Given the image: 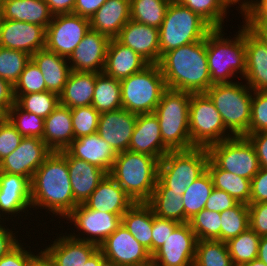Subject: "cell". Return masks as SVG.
Listing matches in <instances>:
<instances>
[{"instance_id": "obj_1", "label": "cell", "mask_w": 267, "mask_h": 266, "mask_svg": "<svg viewBox=\"0 0 267 266\" xmlns=\"http://www.w3.org/2000/svg\"><path fill=\"white\" fill-rule=\"evenodd\" d=\"M77 205L70 182L67 151H53L31 180V207H42L61 219Z\"/></svg>"}, {"instance_id": "obj_2", "label": "cell", "mask_w": 267, "mask_h": 266, "mask_svg": "<svg viewBox=\"0 0 267 266\" xmlns=\"http://www.w3.org/2000/svg\"><path fill=\"white\" fill-rule=\"evenodd\" d=\"M158 65L168 89L199 94L206 93L213 85L208 70L206 38L164 53Z\"/></svg>"}, {"instance_id": "obj_3", "label": "cell", "mask_w": 267, "mask_h": 266, "mask_svg": "<svg viewBox=\"0 0 267 266\" xmlns=\"http://www.w3.org/2000/svg\"><path fill=\"white\" fill-rule=\"evenodd\" d=\"M160 160L129 150L118 153L109 175L137 202H147L158 180Z\"/></svg>"}, {"instance_id": "obj_4", "label": "cell", "mask_w": 267, "mask_h": 266, "mask_svg": "<svg viewBox=\"0 0 267 266\" xmlns=\"http://www.w3.org/2000/svg\"><path fill=\"white\" fill-rule=\"evenodd\" d=\"M241 28L234 39H225L223 28H214L206 36L207 63L212 84L233 83L230 78L237 73L245 76V26Z\"/></svg>"}, {"instance_id": "obj_5", "label": "cell", "mask_w": 267, "mask_h": 266, "mask_svg": "<svg viewBox=\"0 0 267 266\" xmlns=\"http://www.w3.org/2000/svg\"><path fill=\"white\" fill-rule=\"evenodd\" d=\"M191 93L166 89L155 108L163 145L169 151L193 148L189 133V103Z\"/></svg>"}, {"instance_id": "obj_6", "label": "cell", "mask_w": 267, "mask_h": 266, "mask_svg": "<svg viewBox=\"0 0 267 266\" xmlns=\"http://www.w3.org/2000/svg\"><path fill=\"white\" fill-rule=\"evenodd\" d=\"M214 28L179 1H171L159 28L161 56L175 48L206 38Z\"/></svg>"}, {"instance_id": "obj_7", "label": "cell", "mask_w": 267, "mask_h": 266, "mask_svg": "<svg viewBox=\"0 0 267 266\" xmlns=\"http://www.w3.org/2000/svg\"><path fill=\"white\" fill-rule=\"evenodd\" d=\"M208 161L207 148L169 151L160 160L155 188H169L183 195L186 188L207 170Z\"/></svg>"}, {"instance_id": "obj_8", "label": "cell", "mask_w": 267, "mask_h": 266, "mask_svg": "<svg viewBox=\"0 0 267 266\" xmlns=\"http://www.w3.org/2000/svg\"><path fill=\"white\" fill-rule=\"evenodd\" d=\"M252 92L246 83L239 82L213 84L206 91L233 136L249 134Z\"/></svg>"}, {"instance_id": "obj_9", "label": "cell", "mask_w": 267, "mask_h": 266, "mask_svg": "<svg viewBox=\"0 0 267 266\" xmlns=\"http://www.w3.org/2000/svg\"><path fill=\"white\" fill-rule=\"evenodd\" d=\"M122 108L135 114L154 113L162 93L167 89L158 64L120 80Z\"/></svg>"}, {"instance_id": "obj_10", "label": "cell", "mask_w": 267, "mask_h": 266, "mask_svg": "<svg viewBox=\"0 0 267 266\" xmlns=\"http://www.w3.org/2000/svg\"><path fill=\"white\" fill-rule=\"evenodd\" d=\"M189 133L192 145L202 148L234 137L226 129L215 104L206 93L191 94Z\"/></svg>"}, {"instance_id": "obj_11", "label": "cell", "mask_w": 267, "mask_h": 266, "mask_svg": "<svg viewBox=\"0 0 267 266\" xmlns=\"http://www.w3.org/2000/svg\"><path fill=\"white\" fill-rule=\"evenodd\" d=\"M209 159L220 169L251 180L260 169L256 150L245 136H234L207 148Z\"/></svg>"}, {"instance_id": "obj_12", "label": "cell", "mask_w": 267, "mask_h": 266, "mask_svg": "<svg viewBox=\"0 0 267 266\" xmlns=\"http://www.w3.org/2000/svg\"><path fill=\"white\" fill-rule=\"evenodd\" d=\"M89 30V18L74 13L53 15L46 28L45 49L69 58Z\"/></svg>"}, {"instance_id": "obj_13", "label": "cell", "mask_w": 267, "mask_h": 266, "mask_svg": "<svg viewBox=\"0 0 267 266\" xmlns=\"http://www.w3.org/2000/svg\"><path fill=\"white\" fill-rule=\"evenodd\" d=\"M65 218L72 224L74 222L77 231L82 230L83 235L85 233L87 236L80 237V233L78 235L70 233L71 237L97 246H100L122 224V215L89 209L84 204H78Z\"/></svg>"}, {"instance_id": "obj_14", "label": "cell", "mask_w": 267, "mask_h": 266, "mask_svg": "<svg viewBox=\"0 0 267 266\" xmlns=\"http://www.w3.org/2000/svg\"><path fill=\"white\" fill-rule=\"evenodd\" d=\"M197 238L188 222L180 223L152 255L157 266H193Z\"/></svg>"}, {"instance_id": "obj_15", "label": "cell", "mask_w": 267, "mask_h": 266, "mask_svg": "<svg viewBox=\"0 0 267 266\" xmlns=\"http://www.w3.org/2000/svg\"><path fill=\"white\" fill-rule=\"evenodd\" d=\"M106 259L119 266H145L152 262V255L121 224L99 246Z\"/></svg>"}, {"instance_id": "obj_16", "label": "cell", "mask_w": 267, "mask_h": 266, "mask_svg": "<svg viewBox=\"0 0 267 266\" xmlns=\"http://www.w3.org/2000/svg\"><path fill=\"white\" fill-rule=\"evenodd\" d=\"M53 151L42 138L23 137L19 146L1 161V172L33 178L35 171Z\"/></svg>"}, {"instance_id": "obj_17", "label": "cell", "mask_w": 267, "mask_h": 266, "mask_svg": "<svg viewBox=\"0 0 267 266\" xmlns=\"http://www.w3.org/2000/svg\"><path fill=\"white\" fill-rule=\"evenodd\" d=\"M43 26L16 20L0 19V46L28 53L45 49Z\"/></svg>"}, {"instance_id": "obj_18", "label": "cell", "mask_w": 267, "mask_h": 266, "mask_svg": "<svg viewBox=\"0 0 267 266\" xmlns=\"http://www.w3.org/2000/svg\"><path fill=\"white\" fill-rule=\"evenodd\" d=\"M109 41L107 36L90 29L68 58L71 71L103 72Z\"/></svg>"}, {"instance_id": "obj_19", "label": "cell", "mask_w": 267, "mask_h": 266, "mask_svg": "<svg viewBox=\"0 0 267 266\" xmlns=\"http://www.w3.org/2000/svg\"><path fill=\"white\" fill-rule=\"evenodd\" d=\"M136 118L137 114L124 108L101 113L97 133L117 153L124 152L129 148Z\"/></svg>"}, {"instance_id": "obj_20", "label": "cell", "mask_w": 267, "mask_h": 266, "mask_svg": "<svg viewBox=\"0 0 267 266\" xmlns=\"http://www.w3.org/2000/svg\"><path fill=\"white\" fill-rule=\"evenodd\" d=\"M115 39L124 46L130 47L149 64L159 63V29L130 19Z\"/></svg>"}, {"instance_id": "obj_21", "label": "cell", "mask_w": 267, "mask_h": 266, "mask_svg": "<svg viewBox=\"0 0 267 266\" xmlns=\"http://www.w3.org/2000/svg\"><path fill=\"white\" fill-rule=\"evenodd\" d=\"M28 207L31 208V181L21 175L0 172V217H16L22 211L26 213Z\"/></svg>"}, {"instance_id": "obj_22", "label": "cell", "mask_w": 267, "mask_h": 266, "mask_svg": "<svg viewBox=\"0 0 267 266\" xmlns=\"http://www.w3.org/2000/svg\"><path fill=\"white\" fill-rule=\"evenodd\" d=\"M128 150L144 153L159 160L169 152L163 145L161 129L155 113L137 114Z\"/></svg>"}, {"instance_id": "obj_23", "label": "cell", "mask_w": 267, "mask_h": 266, "mask_svg": "<svg viewBox=\"0 0 267 266\" xmlns=\"http://www.w3.org/2000/svg\"><path fill=\"white\" fill-rule=\"evenodd\" d=\"M72 157L84 160L109 174L118 153L96 132L74 139L65 149Z\"/></svg>"}, {"instance_id": "obj_24", "label": "cell", "mask_w": 267, "mask_h": 266, "mask_svg": "<svg viewBox=\"0 0 267 266\" xmlns=\"http://www.w3.org/2000/svg\"><path fill=\"white\" fill-rule=\"evenodd\" d=\"M133 204V200L109 174L84 202L89 209L117 215H123Z\"/></svg>"}, {"instance_id": "obj_25", "label": "cell", "mask_w": 267, "mask_h": 266, "mask_svg": "<svg viewBox=\"0 0 267 266\" xmlns=\"http://www.w3.org/2000/svg\"><path fill=\"white\" fill-rule=\"evenodd\" d=\"M247 86L253 91H267V44L245 26Z\"/></svg>"}, {"instance_id": "obj_26", "label": "cell", "mask_w": 267, "mask_h": 266, "mask_svg": "<svg viewBox=\"0 0 267 266\" xmlns=\"http://www.w3.org/2000/svg\"><path fill=\"white\" fill-rule=\"evenodd\" d=\"M67 165L74 200L77 204H84L107 173L93 164L72 157L68 152Z\"/></svg>"}, {"instance_id": "obj_27", "label": "cell", "mask_w": 267, "mask_h": 266, "mask_svg": "<svg viewBox=\"0 0 267 266\" xmlns=\"http://www.w3.org/2000/svg\"><path fill=\"white\" fill-rule=\"evenodd\" d=\"M45 247L55 266H84L85 262L99 249L93 243L75 239L69 234L61 235Z\"/></svg>"}, {"instance_id": "obj_28", "label": "cell", "mask_w": 267, "mask_h": 266, "mask_svg": "<svg viewBox=\"0 0 267 266\" xmlns=\"http://www.w3.org/2000/svg\"><path fill=\"white\" fill-rule=\"evenodd\" d=\"M149 63L130 47L124 46L116 39H110L104 67V73L112 78L122 80L142 71Z\"/></svg>"}, {"instance_id": "obj_29", "label": "cell", "mask_w": 267, "mask_h": 266, "mask_svg": "<svg viewBox=\"0 0 267 266\" xmlns=\"http://www.w3.org/2000/svg\"><path fill=\"white\" fill-rule=\"evenodd\" d=\"M130 19V0H107L89 19L90 29L115 39Z\"/></svg>"}, {"instance_id": "obj_30", "label": "cell", "mask_w": 267, "mask_h": 266, "mask_svg": "<svg viewBox=\"0 0 267 266\" xmlns=\"http://www.w3.org/2000/svg\"><path fill=\"white\" fill-rule=\"evenodd\" d=\"M52 18L44 0H1L0 19L33 23L46 29Z\"/></svg>"}, {"instance_id": "obj_31", "label": "cell", "mask_w": 267, "mask_h": 266, "mask_svg": "<svg viewBox=\"0 0 267 266\" xmlns=\"http://www.w3.org/2000/svg\"><path fill=\"white\" fill-rule=\"evenodd\" d=\"M42 140L52 150H65L74 140L73 124L70 108L59 104L54 111L44 119Z\"/></svg>"}, {"instance_id": "obj_32", "label": "cell", "mask_w": 267, "mask_h": 266, "mask_svg": "<svg viewBox=\"0 0 267 266\" xmlns=\"http://www.w3.org/2000/svg\"><path fill=\"white\" fill-rule=\"evenodd\" d=\"M31 60L44 76L46 91L59 95L63 91L71 72L68 58L47 49H42L31 55Z\"/></svg>"}, {"instance_id": "obj_33", "label": "cell", "mask_w": 267, "mask_h": 266, "mask_svg": "<svg viewBox=\"0 0 267 266\" xmlns=\"http://www.w3.org/2000/svg\"><path fill=\"white\" fill-rule=\"evenodd\" d=\"M97 74L93 72L71 71L63 91L59 94V104L70 109L90 106L94 95Z\"/></svg>"}, {"instance_id": "obj_34", "label": "cell", "mask_w": 267, "mask_h": 266, "mask_svg": "<svg viewBox=\"0 0 267 266\" xmlns=\"http://www.w3.org/2000/svg\"><path fill=\"white\" fill-rule=\"evenodd\" d=\"M122 225L152 255L153 211L146 202L134 203L123 215Z\"/></svg>"}, {"instance_id": "obj_35", "label": "cell", "mask_w": 267, "mask_h": 266, "mask_svg": "<svg viewBox=\"0 0 267 266\" xmlns=\"http://www.w3.org/2000/svg\"><path fill=\"white\" fill-rule=\"evenodd\" d=\"M213 186L232 196L237 202L250 204L251 180L218 168L210 159L207 164Z\"/></svg>"}, {"instance_id": "obj_36", "label": "cell", "mask_w": 267, "mask_h": 266, "mask_svg": "<svg viewBox=\"0 0 267 266\" xmlns=\"http://www.w3.org/2000/svg\"><path fill=\"white\" fill-rule=\"evenodd\" d=\"M120 80L106 75L104 72L96 75L92 106L100 114L122 108Z\"/></svg>"}, {"instance_id": "obj_37", "label": "cell", "mask_w": 267, "mask_h": 266, "mask_svg": "<svg viewBox=\"0 0 267 266\" xmlns=\"http://www.w3.org/2000/svg\"><path fill=\"white\" fill-rule=\"evenodd\" d=\"M183 197L180 192L169 188H154L150 199L146 202L153 213L160 217L184 223Z\"/></svg>"}, {"instance_id": "obj_38", "label": "cell", "mask_w": 267, "mask_h": 266, "mask_svg": "<svg viewBox=\"0 0 267 266\" xmlns=\"http://www.w3.org/2000/svg\"><path fill=\"white\" fill-rule=\"evenodd\" d=\"M213 181L206 170L183 193L184 223L188 222L195 214L205 209L206 202L213 190Z\"/></svg>"}, {"instance_id": "obj_39", "label": "cell", "mask_w": 267, "mask_h": 266, "mask_svg": "<svg viewBox=\"0 0 267 266\" xmlns=\"http://www.w3.org/2000/svg\"><path fill=\"white\" fill-rule=\"evenodd\" d=\"M171 0H130L131 20L159 29Z\"/></svg>"}, {"instance_id": "obj_40", "label": "cell", "mask_w": 267, "mask_h": 266, "mask_svg": "<svg viewBox=\"0 0 267 266\" xmlns=\"http://www.w3.org/2000/svg\"><path fill=\"white\" fill-rule=\"evenodd\" d=\"M260 236L250 227L226 244L234 266H242L257 259Z\"/></svg>"}, {"instance_id": "obj_41", "label": "cell", "mask_w": 267, "mask_h": 266, "mask_svg": "<svg viewBox=\"0 0 267 266\" xmlns=\"http://www.w3.org/2000/svg\"><path fill=\"white\" fill-rule=\"evenodd\" d=\"M193 266H234L226 242L197 240Z\"/></svg>"}, {"instance_id": "obj_42", "label": "cell", "mask_w": 267, "mask_h": 266, "mask_svg": "<svg viewBox=\"0 0 267 266\" xmlns=\"http://www.w3.org/2000/svg\"><path fill=\"white\" fill-rule=\"evenodd\" d=\"M181 4L200 15L213 28H222L230 0H179Z\"/></svg>"}, {"instance_id": "obj_43", "label": "cell", "mask_w": 267, "mask_h": 266, "mask_svg": "<svg viewBox=\"0 0 267 266\" xmlns=\"http://www.w3.org/2000/svg\"><path fill=\"white\" fill-rule=\"evenodd\" d=\"M221 215V241L237 237L249 228L248 204L238 202L234 207L220 212Z\"/></svg>"}, {"instance_id": "obj_44", "label": "cell", "mask_w": 267, "mask_h": 266, "mask_svg": "<svg viewBox=\"0 0 267 266\" xmlns=\"http://www.w3.org/2000/svg\"><path fill=\"white\" fill-rule=\"evenodd\" d=\"M15 103L21 109L45 119L59 105V95L51 91L15 95Z\"/></svg>"}, {"instance_id": "obj_45", "label": "cell", "mask_w": 267, "mask_h": 266, "mask_svg": "<svg viewBox=\"0 0 267 266\" xmlns=\"http://www.w3.org/2000/svg\"><path fill=\"white\" fill-rule=\"evenodd\" d=\"M23 137L43 138L44 119L21 109L16 103L4 115Z\"/></svg>"}, {"instance_id": "obj_46", "label": "cell", "mask_w": 267, "mask_h": 266, "mask_svg": "<svg viewBox=\"0 0 267 266\" xmlns=\"http://www.w3.org/2000/svg\"><path fill=\"white\" fill-rule=\"evenodd\" d=\"M188 224L195 233L197 240L221 241L220 213L203 209L188 220Z\"/></svg>"}, {"instance_id": "obj_47", "label": "cell", "mask_w": 267, "mask_h": 266, "mask_svg": "<svg viewBox=\"0 0 267 266\" xmlns=\"http://www.w3.org/2000/svg\"><path fill=\"white\" fill-rule=\"evenodd\" d=\"M30 60L31 56L26 52L0 46V78L14 86Z\"/></svg>"}, {"instance_id": "obj_48", "label": "cell", "mask_w": 267, "mask_h": 266, "mask_svg": "<svg viewBox=\"0 0 267 266\" xmlns=\"http://www.w3.org/2000/svg\"><path fill=\"white\" fill-rule=\"evenodd\" d=\"M74 139L94 134L98 130L100 113L92 105L70 109Z\"/></svg>"}, {"instance_id": "obj_49", "label": "cell", "mask_w": 267, "mask_h": 266, "mask_svg": "<svg viewBox=\"0 0 267 266\" xmlns=\"http://www.w3.org/2000/svg\"><path fill=\"white\" fill-rule=\"evenodd\" d=\"M13 87L14 95H25L46 91L44 76L32 60L26 64L18 81Z\"/></svg>"}, {"instance_id": "obj_50", "label": "cell", "mask_w": 267, "mask_h": 266, "mask_svg": "<svg viewBox=\"0 0 267 266\" xmlns=\"http://www.w3.org/2000/svg\"><path fill=\"white\" fill-rule=\"evenodd\" d=\"M267 132V91H253L249 134Z\"/></svg>"}, {"instance_id": "obj_51", "label": "cell", "mask_w": 267, "mask_h": 266, "mask_svg": "<svg viewBox=\"0 0 267 266\" xmlns=\"http://www.w3.org/2000/svg\"><path fill=\"white\" fill-rule=\"evenodd\" d=\"M23 136L5 117H0V159L12 153L20 144Z\"/></svg>"}, {"instance_id": "obj_52", "label": "cell", "mask_w": 267, "mask_h": 266, "mask_svg": "<svg viewBox=\"0 0 267 266\" xmlns=\"http://www.w3.org/2000/svg\"><path fill=\"white\" fill-rule=\"evenodd\" d=\"M179 224L173 220L160 218L153 213L152 255L164 244L165 240Z\"/></svg>"}, {"instance_id": "obj_53", "label": "cell", "mask_w": 267, "mask_h": 266, "mask_svg": "<svg viewBox=\"0 0 267 266\" xmlns=\"http://www.w3.org/2000/svg\"><path fill=\"white\" fill-rule=\"evenodd\" d=\"M249 227L260 237L267 236V202L248 204Z\"/></svg>"}, {"instance_id": "obj_54", "label": "cell", "mask_w": 267, "mask_h": 266, "mask_svg": "<svg viewBox=\"0 0 267 266\" xmlns=\"http://www.w3.org/2000/svg\"><path fill=\"white\" fill-rule=\"evenodd\" d=\"M237 203L238 202L227 192L213 188L206 202L205 209L220 213L234 207Z\"/></svg>"}, {"instance_id": "obj_55", "label": "cell", "mask_w": 267, "mask_h": 266, "mask_svg": "<svg viewBox=\"0 0 267 266\" xmlns=\"http://www.w3.org/2000/svg\"><path fill=\"white\" fill-rule=\"evenodd\" d=\"M267 202V168H260L251 179L250 204Z\"/></svg>"}, {"instance_id": "obj_56", "label": "cell", "mask_w": 267, "mask_h": 266, "mask_svg": "<svg viewBox=\"0 0 267 266\" xmlns=\"http://www.w3.org/2000/svg\"><path fill=\"white\" fill-rule=\"evenodd\" d=\"M240 10L245 21H267V0H244Z\"/></svg>"}, {"instance_id": "obj_57", "label": "cell", "mask_w": 267, "mask_h": 266, "mask_svg": "<svg viewBox=\"0 0 267 266\" xmlns=\"http://www.w3.org/2000/svg\"><path fill=\"white\" fill-rule=\"evenodd\" d=\"M22 244L21 242L18 243L6 255L1 257L0 266H26L27 259L33 252H31V250H26Z\"/></svg>"}, {"instance_id": "obj_58", "label": "cell", "mask_w": 267, "mask_h": 266, "mask_svg": "<svg viewBox=\"0 0 267 266\" xmlns=\"http://www.w3.org/2000/svg\"><path fill=\"white\" fill-rule=\"evenodd\" d=\"M245 137L256 150L260 168H267V132L250 133Z\"/></svg>"}, {"instance_id": "obj_59", "label": "cell", "mask_w": 267, "mask_h": 266, "mask_svg": "<svg viewBox=\"0 0 267 266\" xmlns=\"http://www.w3.org/2000/svg\"><path fill=\"white\" fill-rule=\"evenodd\" d=\"M14 104L15 95L13 85L0 78V115L4 116Z\"/></svg>"}, {"instance_id": "obj_60", "label": "cell", "mask_w": 267, "mask_h": 266, "mask_svg": "<svg viewBox=\"0 0 267 266\" xmlns=\"http://www.w3.org/2000/svg\"><path fill=\"white\" fill-rule=\"evenodd\" d=\"M107 0H76L73 13L91 18Z\"/></svg>"}, {"instance_id": "obj_61", "label": "cell", "mask_w": 267, "mask_h": 266, "mask_svg": "<svg viewBox=\"0 0 267 266\" xmlns=\"http://www.w3.org/2000/svg\"><path fill=\"white\" fill-rule=\"evenodd\" d=\"M6 226L0 227V258L6 255L11 249H13L18 243L15 233Z\"/></svg>"}, {"instance_id": "obj_62", "label": "cell", "mask_w": 267, "mask_h": 266, "mask_svg": "<svg viewBox=\"0 0 267 266\" xmlns=\"http://www.w3.org/2000/svg\"><path fill=\"white\" fill-rule=\"evenodd\" d=\"M53 15L73 13L76 0H44Z\"/></svg>"}, {"instance_id": "obj_63", "label": "cell", "mask_w": 267, "mask_h": 266, "mask_svg": "<svg viewBox=\"0 0 267 266\" xmlns=\"http://www.w3.org/2000/svg\"><path fill=\"white\" fill-rule=\"evenodd\" d=\"M243 23L258 39L267 44V21H244Z\"/></svg>"}, {"instance_id": "obj_64", "label": "cell", "mask_w": 267, "mask_h": 266, "mask_svg": "<svg viewBox=\"0 0 267 266\" xmlns=\"http://www.w3.org/2000/svg\"><path fill=\"white\" fill-rule=\"evenodd\" d=\"M26 266H55L51 256L43 249L38 254H32L27 259Z\"/></svg>"}, {"instance_id": "obj_65", "label": "cell", "mask_w": 267, "mask_h": 266, "mask_svg": "<svg viewBox=\"0 0 267 266\" xmlns=\"http://www.w3.org/2000/svg\"><path fill=\"white\" fill-rule=\"evenodd\" d=\"M257 259L267 265V236L260 237Z\"/></svg>"}, {"instance_id": "obj_66", "label": "cell", "mask_w": 267, "mask_h": 266, "mask_svg": "<svg viewBox=\"0 0 267 266\" xmlns=\"http://www.w3.org/2000/svg\"><path fill=\"white\" fill-rule=\"evenodd\" d=\"M103 252L98 249L84 264V266H100L101 261L104 259Z\"/></svg>"}, {"instance_id": "obj_67", "label": "cell", "mask_w": 267, "mask_h": 266, "mask_svg": "<svg viewBox=\"0 0 267 266\" xmlns=\"http://www.w3.org/2000/svg\"><path fill=\"white\" fill-rule=\"evenodd\" d=\"M242 266H267V265L264 262L258 259H255V260H252L251 262L243 264Z\"/></svg>"}, {"instance_id": "obj_68", "label": "cell", "mask_w": 267, "mask_h": 266, "mask_svg": "<svg viewBox=\"0 0 267 266\" xmlns=\"http://www.w3.org/2000/svg\"><path fill=\"white\" fill-rule=\"evenodd\" d=\"M100 266H119V265H117L115 262H113L111 260H108V259L104 258L101 261Z\"/></svg>"}, {"instance_id": "obj_69", "label": "cell", "mask_w": 267, "mask_h": 266, "mask_svg": "<svg viewBox=\"0 0 267 266\" xmlns=\"http://www.w3.org/2000/svg\"><path fill=\"white\" fill-rule=\"evenodd\" d=\"M145 266H157V265L154 264L153 262H151V263H149V264H147V265H145Z\"/></svg>"}, {"instance_id": "obj_70", "label": "cell", "mask_w": 267, "mask_h": 266, "mask_svg": "<svg viewBox=\"0 0 267 266\" xmlns=\"http://www.w3.org/2000/svg\"><path fill=\"white\" fill-rule=\"evenodd\" d=\"M0 219L3 220V221H5L4 218H1V217H0ZM1 220H0V227H1L2 225H4V224L2 223L3 221H1ZM1 223H2V224H1Z\"/></svg>"}]
</instances>
